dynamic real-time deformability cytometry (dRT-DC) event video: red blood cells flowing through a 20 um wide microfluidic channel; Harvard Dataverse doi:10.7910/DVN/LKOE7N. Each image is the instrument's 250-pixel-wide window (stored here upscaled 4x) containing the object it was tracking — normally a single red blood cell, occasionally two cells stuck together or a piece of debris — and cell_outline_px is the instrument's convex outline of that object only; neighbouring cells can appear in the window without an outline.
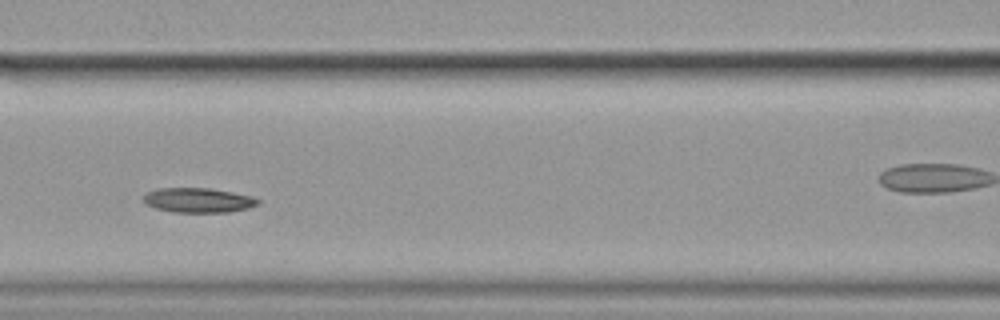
{"species": "common noctule bat (a hibernating species)", "species_latin": "Nyctalus noctula", "temperature_condition": "cold", "stored_images_in_passage": 9, "camera_frame_rate_fps": 3000, "um_per_image_px": 0.085, "animal": {"sex": "female", "body_mass_g": 19.9}, "frame": {"image": 1, "passage_image": 6, "time_ms": 1.667, "image_size_px": [1000, 320], "cell_outline_px": [[260, 204], [248, 208], [228, 212], [172, 212], [156, 208], [144, 204], [144, 196], [148, 192], [156, 188], [212, 188], [252, 196], [260, 200]], "centroid_in_image_um": [16.86, 17.01], "position_along_channel_um": 149.7, "area_um2": 16.53}}
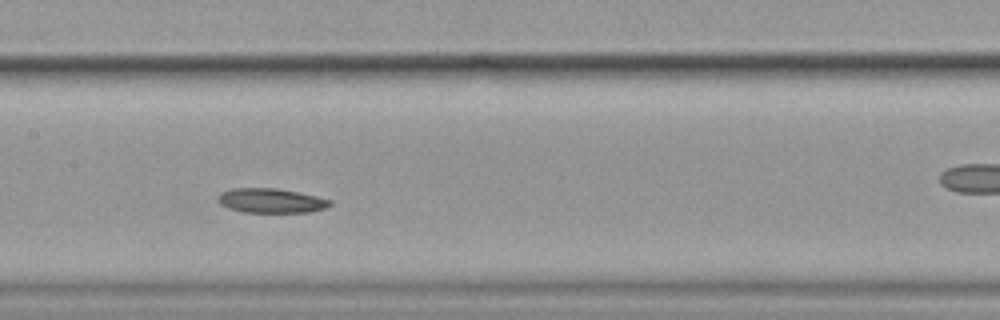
{"frame": {"image": 2, "passage_image": 7, "time_ms": 2.0, "image_size_px": [1000, 320], "cell_outline_px": [[332, 204], [324, 208], [312, 212], [244, 212], [228, 208], [220, 204], [216, 200], [216, 196], [220, 192], [232, 188], [276, 188], [316, 196], [332, 200]], "centroid_in_image_um": [22.99, 17.05], "position_along_channel_um": 184.4, "area_um2": 16.07}}
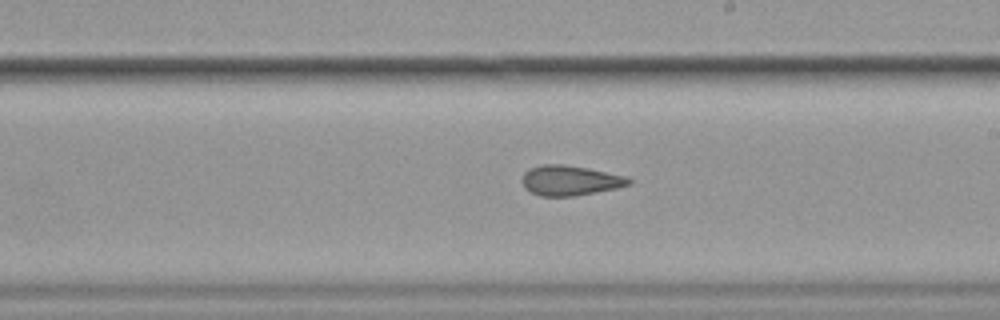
{"frame": {"image": 3, "passage_image": 9, "time_ms": 2.667, "image_size_px": [1000, 320], "cell_outline_px": [[632, 184], [616, 188], [572, 196], [540, 196], [524, 188], [520, 180], [524, 172], [528, 168], [540, 164], [564, 164], [588, 168], [624, 176], [632, 180]], "centroid_in_image_um": [48.39, 15.33], "position_along_channel_um": 240.6, "area_um2": 18.73}}